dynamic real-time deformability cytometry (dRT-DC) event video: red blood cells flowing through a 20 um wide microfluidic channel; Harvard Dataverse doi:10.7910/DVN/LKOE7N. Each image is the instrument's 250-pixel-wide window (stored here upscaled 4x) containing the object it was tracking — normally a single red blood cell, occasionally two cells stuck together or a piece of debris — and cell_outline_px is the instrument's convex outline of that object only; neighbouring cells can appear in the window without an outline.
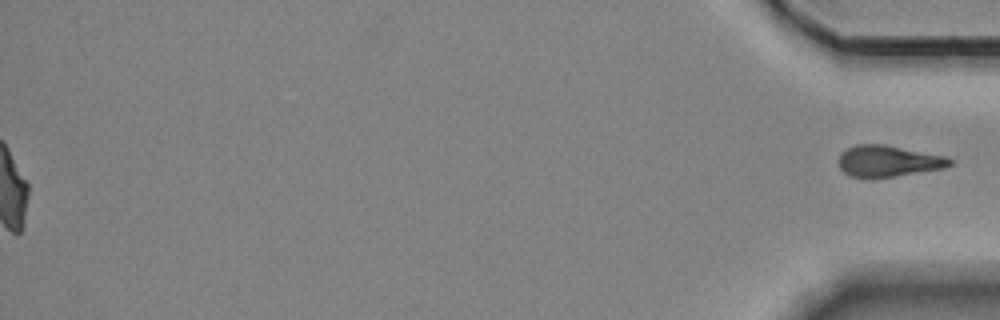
{"species": "Egyptian fruit bat (a non-hibernating species)", "species_latin": "Rousettus aegyptiacus", "temperature_condition": "room temperature", "stored_images_in_passage": 42, "segment_of_instrument_passage": [2, 2], "camera_frame_rate_fps": 3000, "um_per_image_px": 0.085, "animal": {"sex": "female"}, "frame": {"image": 1, "passage_image": 42, "time_ms": 13.667, "image_size_px": [1000, 320], "cell_outline_px": [[952, 164], [944, 168], [872, 180], [864, 180], [848, 176], [840, 168], [840, 152], [856, 144], [884, 144], [944, 156], [952, 160]], "centroid_in_image_um": [75.44, 13.73], "position_along_channel_um": 359.8, "area_um2": 20.63}}